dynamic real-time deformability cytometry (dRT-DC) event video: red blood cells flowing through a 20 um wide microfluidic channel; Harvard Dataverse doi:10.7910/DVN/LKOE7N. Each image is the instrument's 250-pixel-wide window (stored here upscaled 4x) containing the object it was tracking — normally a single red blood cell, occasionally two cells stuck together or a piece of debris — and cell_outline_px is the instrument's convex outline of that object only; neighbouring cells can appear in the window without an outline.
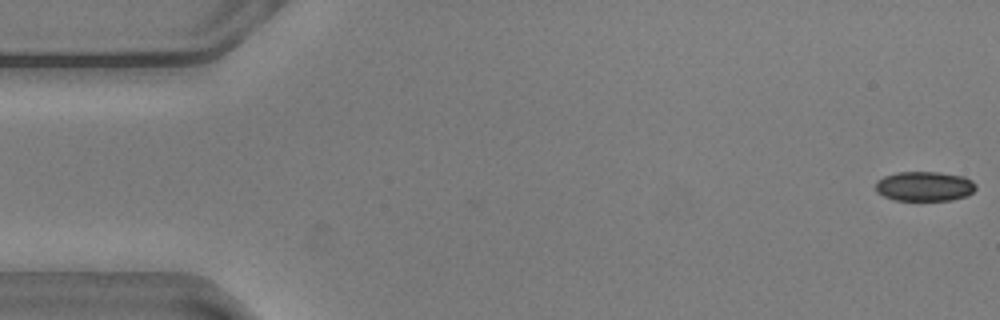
{"species": "common noctule bat (a hibernating species)", "species_latin": "Nyctalus noctula", "temperature_condition": "warm", "stored_images_in_passage": 56, "camera_frame_rate_fps": 3000, "um_per_image_px": 0.085, "animal": {"sex": "male", "body_mass_g": 20.5, "forearm_length_mm": 52.5}, "frame": {"image": 1, "passage_image": 1, "time_ms": 0.0, "image_size_px": [1000, 320], "cell_outline_px": [[976, 188], [968, 196], [952, 200], [892, 200], [876, 192], [876, 180], [884, 176], [896, 172], [940, 172], [964, 176], [972, 180], [976, 184]], "centroid_in_image_um": [78.59, 15.83], "position_along_channel_um": 6.4, "area_um2": 17.57}}
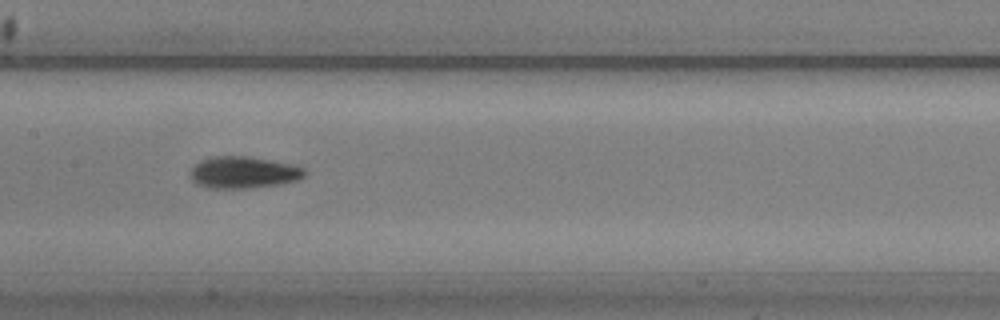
{"frame": {"image": 2, "passage_image": 27, "time_ms": 8.667, "image_size_px": [1000, 320], "cell_outline_px": [[304, 176], [300, 180], [280, 184], [248, 188], [208, 188], [196, 184], [188, 176], [192, 168], [200, 160], [208, 156], [248, 156], [292, 164], [304, 168]], "centroid_in_image_um": [20.66, 14.65], "position_along_channel_um": 186.7, "area_um2": 21.39}}
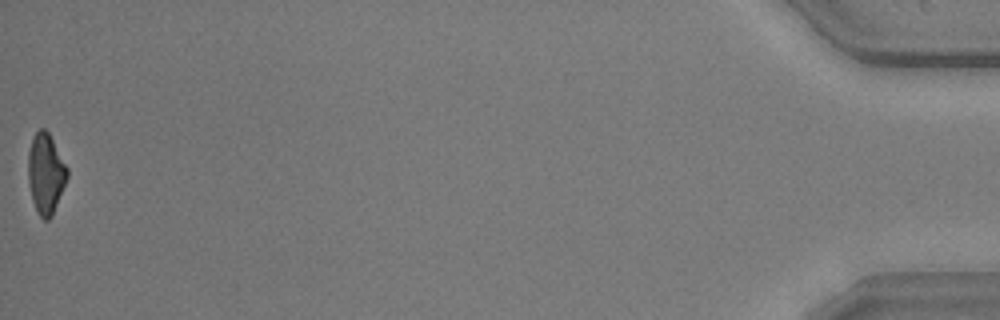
{"frame": {"image": 3, "passage_image": 56, "time_ms": 18.333, "image_size_px": [1000, 320], "cell_outline_px": [[68, 176], [52, 216], [48, 220], [44, 220], [36, 212], [32, 200], [28, 180], [28, 152], [32, 140], [36, 132], [40, 128], [44, 128], [48, 132], [68, 168]], "centroid_in_image_um": [3.88, 14.77], "position_along_channel_um": 431.3, "area_um2": 18.21}, "authors_computed_cell_mechanics": {"area_um2": 19.363, "velocity_mm_per_s": 3.6118, "shape_relaxation_time_tau1_ms": 2.1276, "shape_relaxation_time_tau2_ms": 6.8631, "deformation_change_tau1": 0.1324, "deformation_change_tau2": 0.1484}}